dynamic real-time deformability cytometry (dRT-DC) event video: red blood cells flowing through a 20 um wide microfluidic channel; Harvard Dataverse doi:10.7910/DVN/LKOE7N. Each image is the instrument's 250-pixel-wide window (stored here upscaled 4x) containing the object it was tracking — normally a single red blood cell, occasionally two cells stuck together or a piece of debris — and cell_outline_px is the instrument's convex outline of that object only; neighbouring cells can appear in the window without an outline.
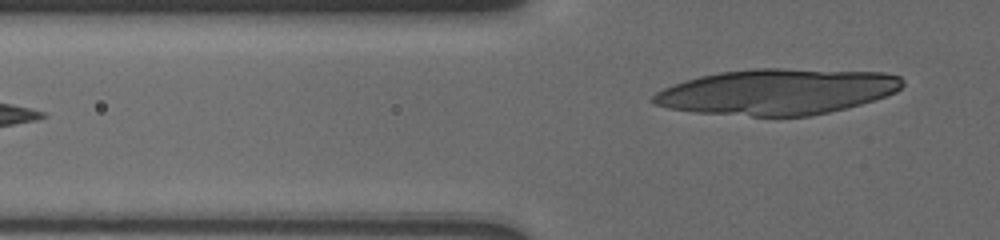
{"species": "human", "species_latin": "Homo sapiens", "temperature_condition": "cold", "stored_images_in_passage": 9, "segment_of_instrument_passage": [2, 2], "camera_frame_rate_fps": 3000, "um_per_image_px": 0.085, "donor": {"sex": "male"}, "frame": {"image": 1, "passage_image": 9, "time_ms": 8.667, "image_size_px": [1000, 240], "cell_outline_px": [[904, 84], [896, 92], [860, 104], [812, 116], [752, 116], [696, 112], [668, 108], [656, 104], [652, 100], [652, 96], [656, 92], [664, 88], [684, 80], [700, 76], [720, 72], [756, 68], [780, 68], [884, 72], [900, 76], [904, 80]], "centroid_in_image_um": [66.07, 7.79], "position_along_channel_um": 59.7, "area_um2": 66.35}}